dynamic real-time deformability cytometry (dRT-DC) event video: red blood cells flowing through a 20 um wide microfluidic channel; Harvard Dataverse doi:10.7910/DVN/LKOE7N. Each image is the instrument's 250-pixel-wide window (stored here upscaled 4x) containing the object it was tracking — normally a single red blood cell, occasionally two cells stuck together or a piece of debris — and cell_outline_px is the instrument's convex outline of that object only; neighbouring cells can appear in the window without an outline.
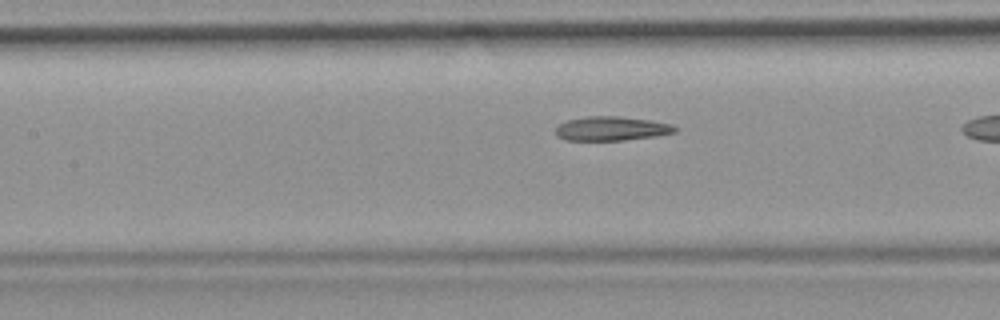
{"species": "common noctule bat (a hibernating species)", "species_latin": "Nyctalus noctula", "temperature_condition": "room temperature", "stored_images_in_passage": 9, "camera_frame_rate_fps": 3000, "um_per_image_px": 0.085, "animal": {"sex": "female", "body_mass_g": 19.9}, "frame": {"image": 1, "passage_image": 8, "time_ms": 2.333, "image_size_px": [1000, 320], "cell_outline_px": [[680, 128], [676, 132], [656, 136], [624, 140], [564, 140], [556, 136], [556, 128], [560, 124], [568, 120], [588, 116], [620, 116], [652, 120], [672, 124]], "centroid_in_image_um": [52.03, 10.92], "position_along_channel_um": 155.4, "area_um2": 16.94}}